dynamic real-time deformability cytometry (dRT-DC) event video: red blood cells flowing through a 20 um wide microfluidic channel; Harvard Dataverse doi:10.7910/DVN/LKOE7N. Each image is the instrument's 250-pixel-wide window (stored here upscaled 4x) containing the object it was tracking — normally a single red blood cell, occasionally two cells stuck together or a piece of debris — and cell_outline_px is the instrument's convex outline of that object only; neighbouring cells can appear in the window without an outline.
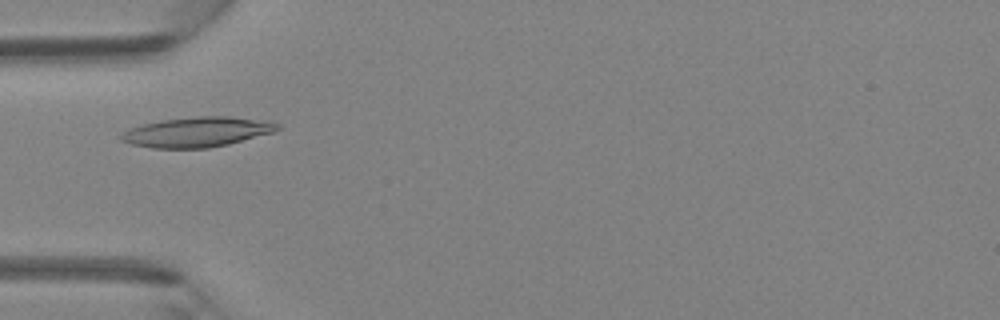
{"species": "Egyptian fruit bat (a non-hibernating species)", "species_latin": "Rousettus aegyptiacus", "temperature_condition": "room temperature", "stored_images_in_passage": 43, "camera_frame_rate_fps": 3000, "um_per_image_px": 0.085, "animal": {"sex": "female"}, "frame": {"image": 1, "passage_image": 12, "time_ms": 3.667, "image_size_px": [1000, 320], "cell_outline_px": [[280, 128], [272, 132], [228, 144], [208, 148], [152, 148], [132, 144], [120, 140], [116, 136], [132, 128], [144, 124], [164, 120], [200, 116], [228, 116], [268, 120], [280, 124]], "centroid_in_image_um": [16.76, 11.22], "position_along_channel_um": 68.2, "area_um2": 27.11}}
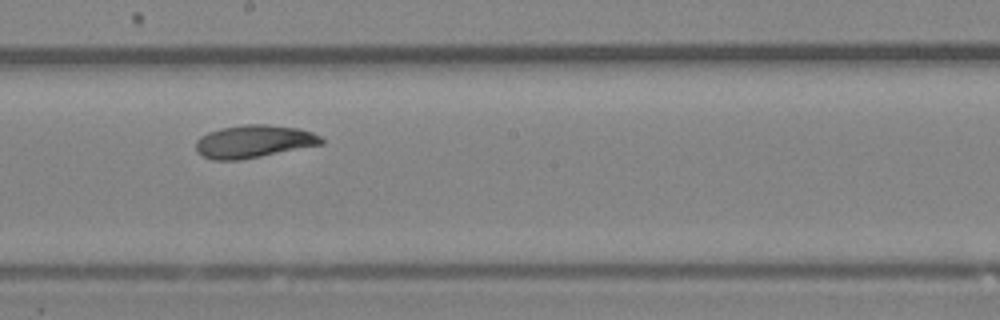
{"frame": {"image": 2, "passage_image": 23, "time_ms": 7.333, "image_size_px": [1000, 320], "cell_outline_px": [[324, 144], [240, 160], [212, 160], [200, 156], [196, 152], [196, 140], [200, 136], [208, 132], [220, 128], [244, 124], [268, 124], [300, 128], [312, 132], [320, 136], [324, 140]], "centroid_in_image_um": [21.55, 12.02], "position_along_channel_um": 226.6, "area_um2": 24.28}}
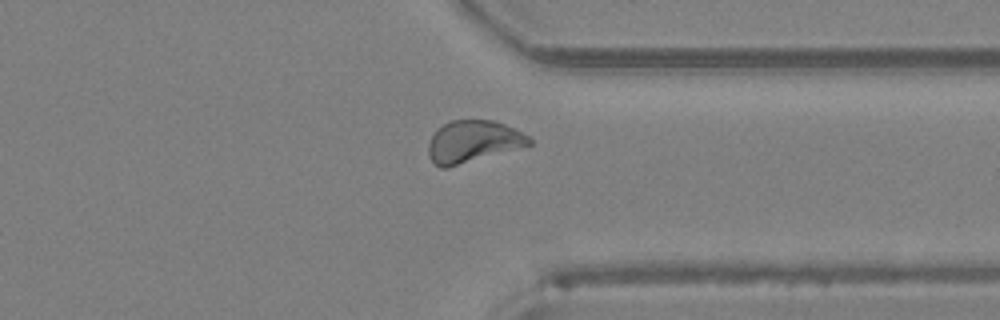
{"frame": {"image": 3, "passage_image": 33, "time_ms": 10.667, "image_size_px": [1000, 320], "cell_outline_px": [[532, 144], [448, 168], [440, 168], [428, 156], [428, 144], [432, 136], [444, 124], [452, 120], [492, 120], [504, 124], [528, 136], [532, 140]], "centroid_in_image_um": [40.19, 12.04], "position_along_channel_um": 371.2, "area_um2": 24.28}}